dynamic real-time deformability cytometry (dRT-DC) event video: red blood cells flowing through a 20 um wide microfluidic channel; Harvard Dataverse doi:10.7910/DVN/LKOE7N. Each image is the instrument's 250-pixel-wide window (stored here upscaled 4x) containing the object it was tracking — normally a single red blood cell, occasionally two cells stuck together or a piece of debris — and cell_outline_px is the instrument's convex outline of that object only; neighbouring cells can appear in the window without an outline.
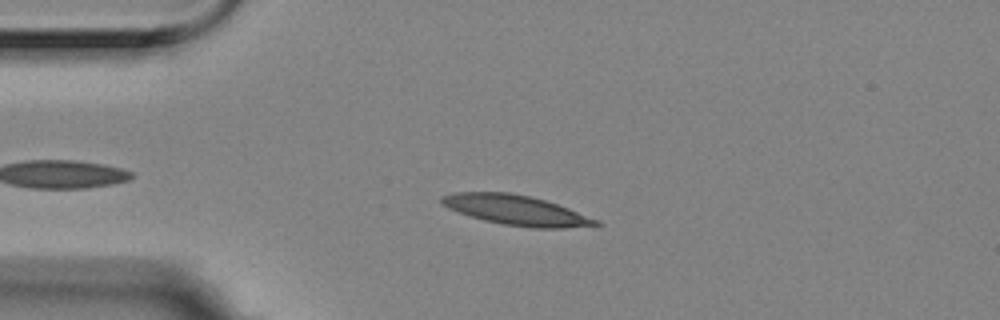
{"species": "Egyptian fruit bat (a non-hibernating species)", "species_latin": "Rousettus aegyptiacus", "temperature_condition": "room temperature", "stored_images_in_passage": 6, "camera_frame_rate_fps": 3000, "um_per_image_px": 0.085, "animal": {"sex": "female"}, "frame": {"image": 1, "passage_image": 4, "time_ms": 1.0, "image_size_px": [1000, 320], "cell_outline_px": [[604, 224], [564, 228], [532, 228], [504, 224], [484, 220], [448, 208], [440, 204], [440, 196], [456, 192], [508, 192], [528, 196], [544, 200], [568, 208], [600, 220]], "centroid_in_image_um": [43.87, 17.86], "position_along_channel_um": 41.1, "area_um2": 26.65}}
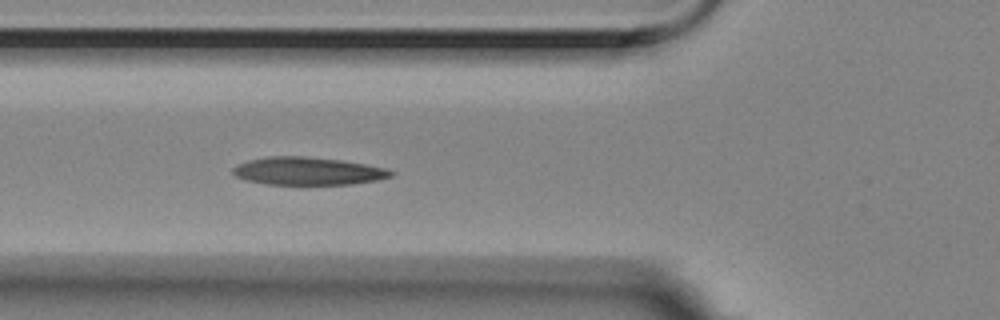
{"frame": {"image": 2, "passage_image": 6, "time_ms": 1.667, "image_size_px": [1000, 320], "cell_outline_px": [[396, 172], [392, 176], [376, 180], [352, 184], [268, 184], [244, 180], [236, 176], [232, 172], [232, 168], [248, 160], [268, 156], [304, 156], [340, 160], [364, 164], [384, 168]], "centroid_in_image_um": [26.15, 14.54], "position_along_channel_um": 99.7, "area_um2": 25.43}}